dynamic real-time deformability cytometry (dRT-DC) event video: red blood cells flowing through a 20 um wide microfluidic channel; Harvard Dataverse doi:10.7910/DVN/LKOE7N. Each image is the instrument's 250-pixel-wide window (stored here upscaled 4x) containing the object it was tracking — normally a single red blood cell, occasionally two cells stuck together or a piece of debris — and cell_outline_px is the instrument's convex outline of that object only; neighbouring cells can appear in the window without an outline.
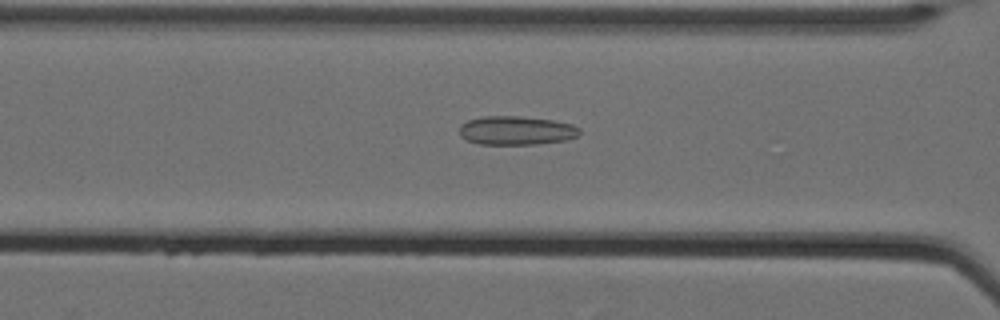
{"species": "Egyptian fruit bat (a non-hibernating species)", "species_latin": "Rousettus aegyptiacus", "temperature_condition": "cold", "stored_images_in_passage": 45, "camera_frame_rate_fps": 3000, "um_per_image_px": 0.085, "animal": {"sex": "female"}, "frame": {"image": 1, "passage_image": 13, "time_ms": 4.0, "image_size_px": [1000, 320], "cell_outline_px": [[580, 132], [576, 136], [568, 140], [536, 144], [480, 144], [468, 140], [460, 136], [460, 124], [468, 120], [484, 116], [520, 116], [552, 120], [572, 124], [580, 128]], "centroid_in_image_um": [43.89, 11.09], "position_along_channel_um": 122.7, "area_um2": 20.17}}
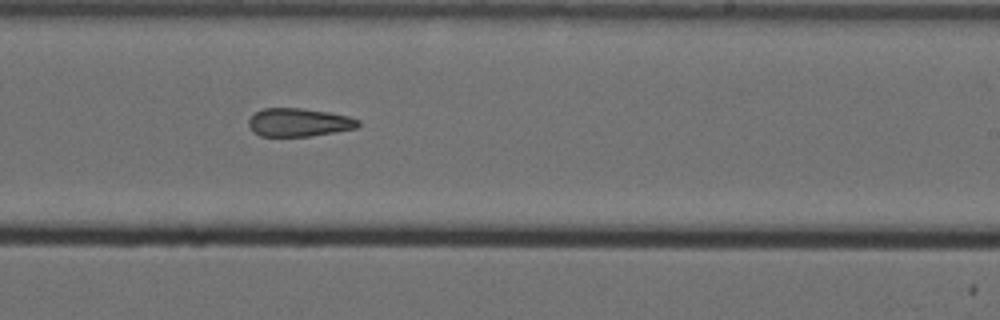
{"frame": {"image": 2, "passage_image": 25, "time_ms": 8.0, "image_size_px": [1000, 320], "cell_outline_px": [[360, 124], [356, 128], [308, 136], [260, 136], [252, 132], [248, 124], [248, 120], [256, 112], [264, 108], [300, 108], [328, 112], [348, 116], [360, 120]], "centroid_in_image_um": [25.38, 10.4], "position_along_channel_um": 263.6, "area_um2": 17.92}}
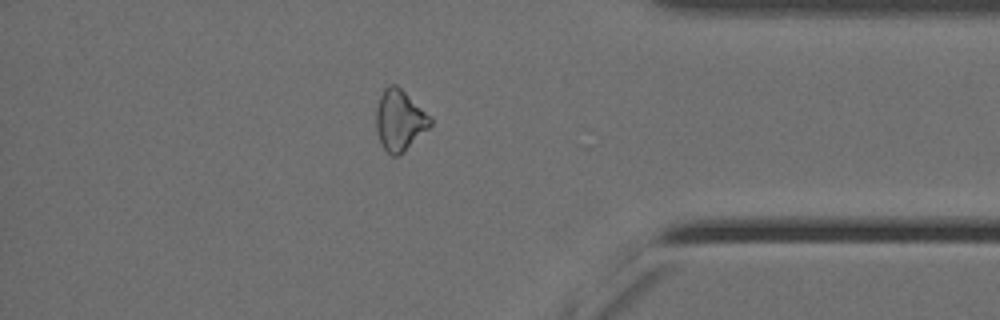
{"frame": {"image": 3, "passage_image": 38, "time_ms": 12.333, "image_size_px": [1000, 320], "cell_outline_px": [[432, 124], [400, 156], [392, 156], [384, 148], [376, 132], [376, 108], [380, 96], [384, 88], [388, 84], [396, 84], [432, 116]], "centroid_in_image_um": [33.97, 10.21], "position_along_channel_um": 401.2, "area_um2": 19.31}, "authors_computed_cell_mechanics": {"area_um2": 19.3052, "velocity_mm_per_s": 3.528, "shape_relaxation_time_tau1_ms": null, "shape_relaxation_time_tau2_ms": 5.324, "deformation_change_tau1": null, "deformation_change_tau2": 0.1499}}